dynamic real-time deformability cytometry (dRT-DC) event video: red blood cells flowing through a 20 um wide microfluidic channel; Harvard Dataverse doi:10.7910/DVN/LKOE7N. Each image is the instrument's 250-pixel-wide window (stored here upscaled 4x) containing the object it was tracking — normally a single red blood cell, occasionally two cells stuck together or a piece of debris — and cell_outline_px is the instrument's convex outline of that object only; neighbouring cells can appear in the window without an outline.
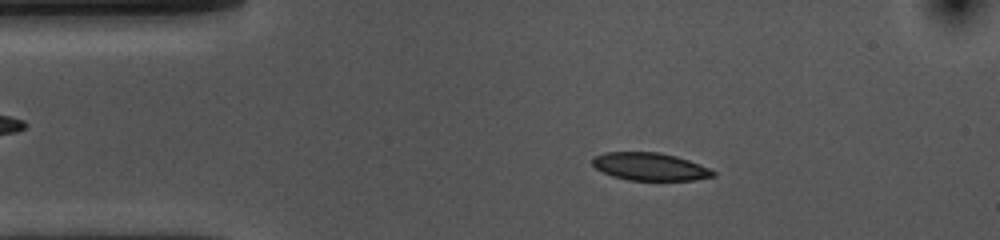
{"species": "common noctule bat (a hibernating species)", "species_latin": "Nyctalus noctula", "temperature_condition": "cold", "stored_images_in_passage": 53, "camera_frame_rate_fps": 3000, "um_per_image_px": 0.085, "animal": {"sex": "female", "body_mass_g": 10.0, "forearm_length_mm": 53.1}, "frame": {"image": 1, "passage_image": 8, "time_ms": 2.333, "image_size_px": [1000, 240], "cell_outline_px": [[716, 176], [692, 180], [628, 180], [612, 176], [596, 168], [592, 164], [592, 156], [604, 152], [660, 152], [676, 156], [688, 160], [708, 168], [716, 172]], "centroid_in_image_um": [55.22, 14.16], "position_along_channel_um": 29.8, "area_um2": 19.48}}
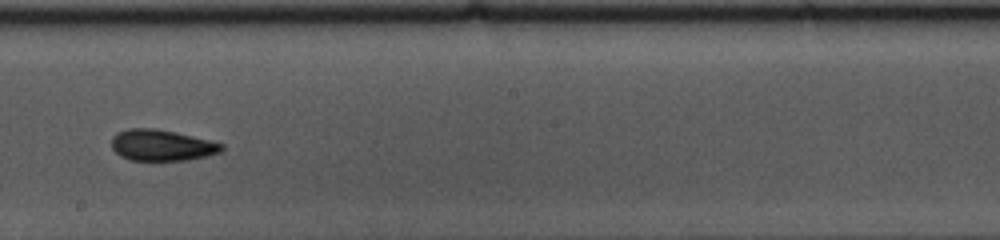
{"frame": {"image": 2, "passage_image": 28, "time_ms": 9.0, "image_size_px": [1000, 240], "cell_outline_px": [[224, 148], [220, 152], [188, 160], [132, 160], [120, 156], [112, 148], [112, 136], [116, 132], [128, 128], [156, 128], [176, 132], [224, 144]], "centroid_in_image_um": [13.72, 12.33], "position_along_channel_um": 234.5, "area_um2": 19.94}}
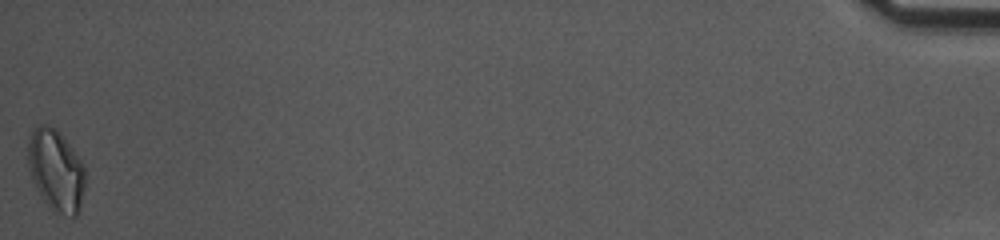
{"frame": {"image": 3, "passage_image": 53, "time_ms": 17.333, "image_size_px": [1000, 240], "cell_outline_px": [[84, 188], [80, 208], [76, 216], [72, 216], [52, 212], [36, 188], [28, 168], [28, 136], [40, 124], [48, 124], [56, 128], [72, 148], [84, 164]], "centroid_in_image_um": [4.75, 14.47], "position_along_channel_um": 430.5, "area_um2": 27.22}, "authors_computed_cell_mechanics": {"area_um2": 19.941, "velocity_mm_per_s": 3.6097, "shape_relaxation_time_tau1_ms": 4.1835, "shape_relaxation_time_tau2_ms": 2.2259, "deformation_change_tau1": 0.1104, "deformation_change_tau2": 0.0722}}